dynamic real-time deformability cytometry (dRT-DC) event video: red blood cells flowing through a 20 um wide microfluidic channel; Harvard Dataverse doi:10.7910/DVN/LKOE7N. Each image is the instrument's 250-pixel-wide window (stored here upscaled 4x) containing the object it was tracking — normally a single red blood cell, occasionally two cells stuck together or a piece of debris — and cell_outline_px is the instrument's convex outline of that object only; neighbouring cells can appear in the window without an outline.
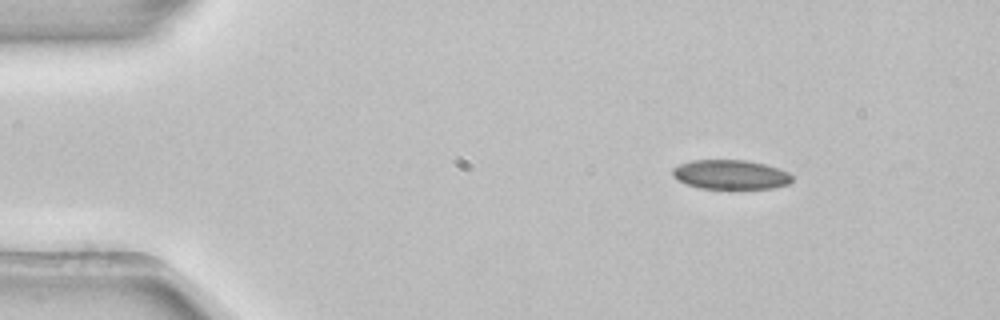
{"species": "common noctule bat (a hibernating species)", "species_latin": "Nyctalus noctula", "temperature_condition": "room temperature", "stored_images_in_passage": 3, "camera_frame_rate_fps": 3000, "um_per_image_px": 0.085, "animal": {"sex": "female", "body_mass_g": 22.7, "forearm_length_mm": 54.2}, "frame": {"image": 1, "passage_image": 1, "time_ms": 0.0, "image_size_px": [1000, 320], "cell_outline_px": [[792, 184], [772, 188], [700, 188], [684, 184], [676, 180], [672, 176], [672, 168], [680, 164], [692, 160], [744, 160], [764, 164], [788, 172], [792, 176]], "centroid_in_image_um": [62.07, 14.84], "position_along_channel_um": 22.9, "area_um2": 20.52}}
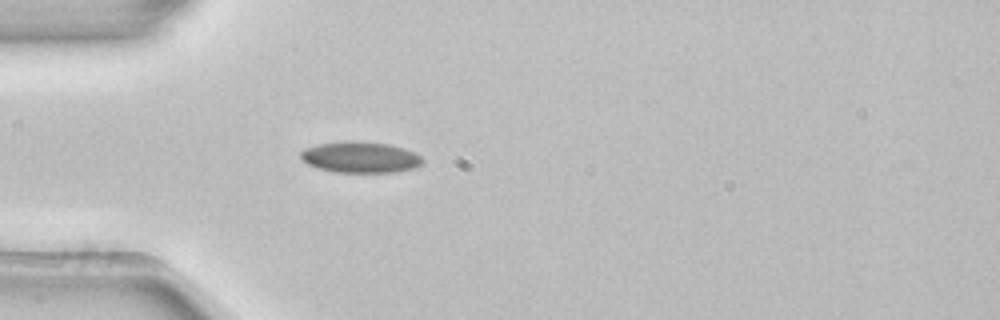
{"frame": {"image": 2, "passage_image": 3, "time_ms": 0.667, "image_size_px": [1000, 320], "cell_outline_px": [[424, 160], [416, 168], [392, 172], [332, 172], [316, 168], [308, 164], [300, 156], [300, 152], [304, 148], [316, 144], [348, 140], [352, 140], [388, 144], [404, 148], [420, 156]], "centroid_in_image_um": [30.59, 13.36], "position_along_channel_um": 54.4, "area_um2": 22.2}}